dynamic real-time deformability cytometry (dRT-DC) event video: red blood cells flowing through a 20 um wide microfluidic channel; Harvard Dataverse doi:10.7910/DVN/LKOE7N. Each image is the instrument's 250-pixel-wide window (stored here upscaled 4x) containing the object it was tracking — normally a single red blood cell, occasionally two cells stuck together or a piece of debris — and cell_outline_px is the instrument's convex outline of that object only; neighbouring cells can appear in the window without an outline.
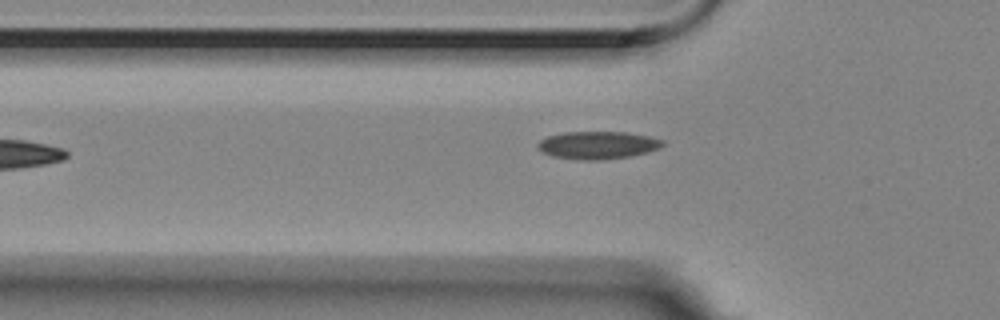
{"species": "Egyptian fruit bat (a non-hibernating species)", "species_latin": "Rousettus aegyptiacus", "temperature_condition": "room temperature", "stored_images_in_passage": 8, "camera_frame_rate_fps": 3000, "um_per_image_px": 0.085, "animal": {"sex": "female"}, "frame": {"image": 1, "passage_image": 8, "time_ms": 2.333, "image_size_px": [1000, 320], "cell_outline_px": [[664, 144], [660, 148], [648, 152], [628, 156], [600, 160], [580, 160], [552, 156], [536, 148], [536, 144], [540, 140], [548, 136], [564, 132], [628, 132], [648, 136], [664, 140]], "centroid_in_image_um": [50.8, 12.33], "position_along_channel_um": 75.0, "area_um2": 20.17}}